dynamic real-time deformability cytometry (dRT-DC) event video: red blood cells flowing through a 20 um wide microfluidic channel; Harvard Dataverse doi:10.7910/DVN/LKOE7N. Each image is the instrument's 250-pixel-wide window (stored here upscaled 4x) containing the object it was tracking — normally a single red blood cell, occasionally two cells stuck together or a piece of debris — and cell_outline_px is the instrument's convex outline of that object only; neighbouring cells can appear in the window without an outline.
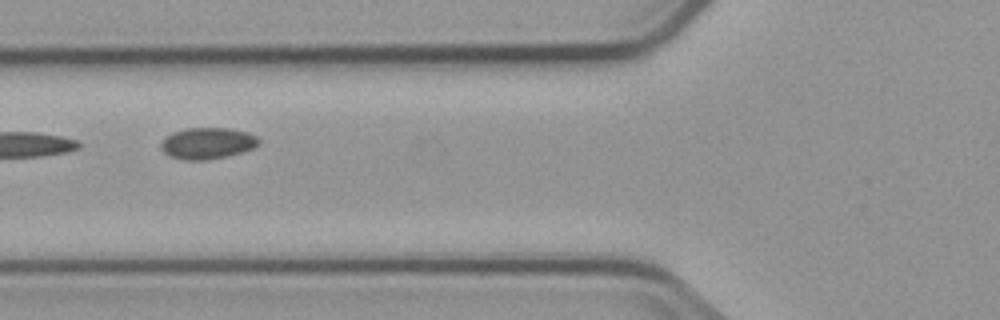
{"species": "common noctule bat (a hibernating species)", "species_latin": "Nyctalus noctula", "temperature_condition": "cold", "stored_images_in_passage": 13, "camera_frame_rate_fps": 3000, "um_per_image_px": 0.085, "animal": {"sex": "male", "body_mass_g": 23.1, "forearm_length_mm": 52.7}, "frame": {"image": 1, "passage_image": 3, "time_ms": 3.333, "image_size_px": [1000, 320], "cell_outline_px": [[260, 144], [252, 148], [240, 152], [208, 160], [184, 160], [172, 156], [164, 152], [160, 148], [160, 140], [164, 136], [184, 128], [228, 128], [248, 132], [256, 136], [260, 140]], "centroid_in_image_um": [17.6, 12.16], "position_along_channel_um": 108.2, "area_um2": 17.92}}
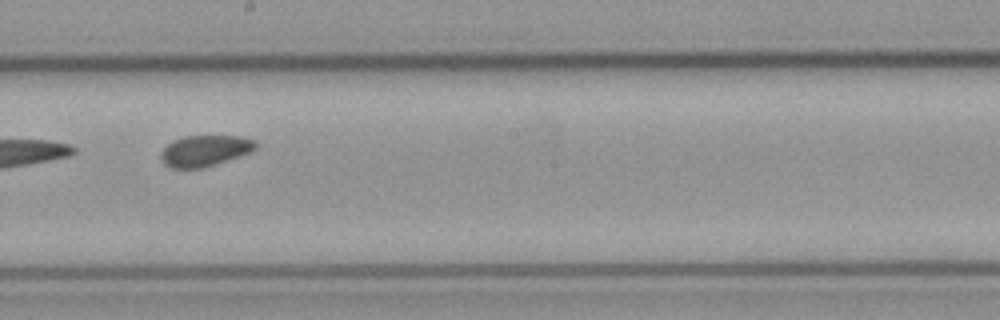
{"frame": {"image": 2, "passage_image": 6, "time_ms": 6.667, "image_size_px": [1000, 320], "cell_outline_px": [[260, 144], [252, 152], [204, 168], [172, 168], [164, 164], [160, 156], [160, 152], [172, 140], [184, 136], [240, 136], [256, 140]], "centroid_in_image_um": [17.45, 12.8], "position_along_channel_um": 230.8, "area_um2": 17.4}}
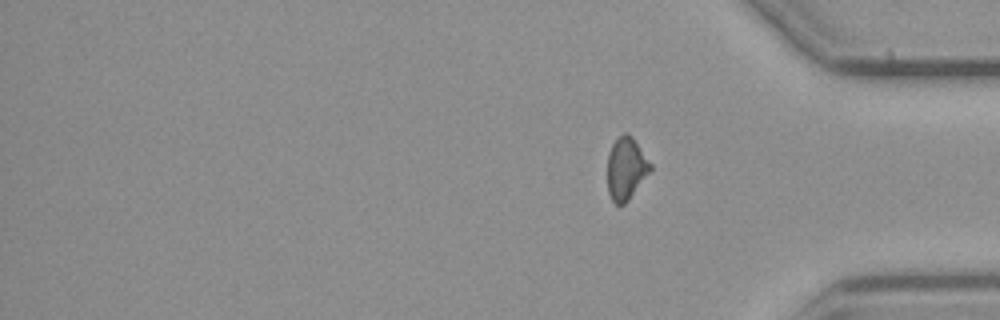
{"frame": {"image": 3, "passage_image": 13, "time_ms": 16.0, "image_size_px": [1000, 320], "cell_outline_px": [[652, 172], [628, 200], [624, 204], [616, 204], [612, 200], [608, 192], [608, 152], [612, 144], [624, 132], [628, 132], [632, 136], [652, 164]], "centroid_in_image_um": [53.25, 14.32], "position_along_channel_um": 382.0, "area_um2": 15.78}}